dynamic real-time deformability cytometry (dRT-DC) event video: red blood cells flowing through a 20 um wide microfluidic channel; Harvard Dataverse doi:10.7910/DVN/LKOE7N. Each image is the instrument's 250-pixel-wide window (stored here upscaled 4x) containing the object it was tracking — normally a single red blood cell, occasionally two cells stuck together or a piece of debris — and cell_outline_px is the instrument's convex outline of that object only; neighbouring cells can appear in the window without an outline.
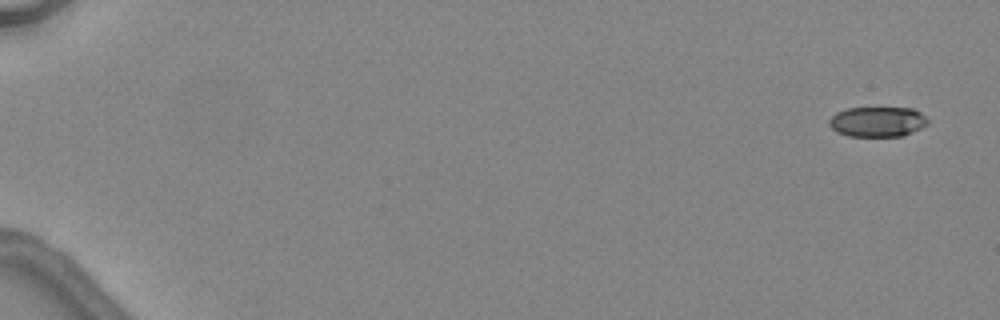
{"species": "common noctule bat (a hibernating species)", "species_latin": "Nyctalus noctula", "temperature_condition": "warm", "stored_images_in_passage": 5, "camera_frame_rate_fps": 3000, "um_per_image_px": 0.085, "animal": {"sex": "female", "body_mass_g": 24.6, "forearm_length_mm": 56.2}, "frame": {"image": 1, "passage_image": 1, "time_ms": 0.0, "image_size_px": [1000, 320], "cell_outline_px": [[928, 124], [912, 132], [900, 136], [848, 136], [836, 132], [828, 124], [828, 120], [836, 112], [848, 108], [912, 108], [920, 112], [928, 120]], "centroid_in_image_um": [74.56, 10.34], "position_along_channel_um": 10.4, "area_um2": 17.28}}
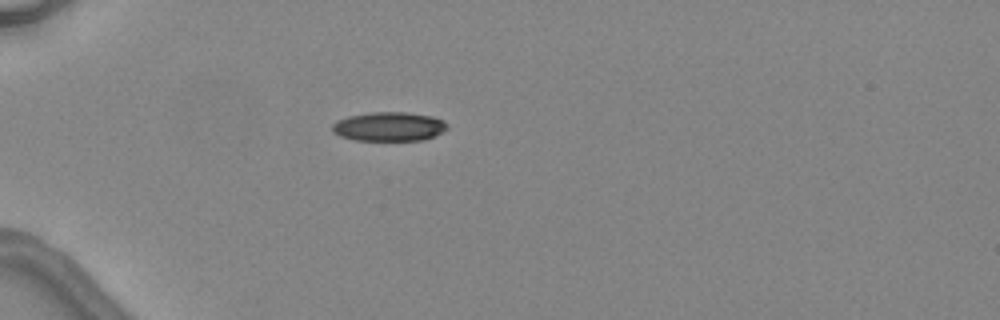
{"frame": {"image": 2, "passage_image": 5, "time_ms": 4.667, "image_size_px": [1000, 320], "cell_outline_px": [[448, 128], [424, 140], [356, 140], [340, 136], [332, 132], [332, 124], [336, 120], [348, 116], [372, 112], [404, 112], [432, 116], [444, 120], [448, 124]], "centroid_in_image_um": [33.04, 10.75], "position_along_channel_um": 52.0, "area_um2": 19.48}}